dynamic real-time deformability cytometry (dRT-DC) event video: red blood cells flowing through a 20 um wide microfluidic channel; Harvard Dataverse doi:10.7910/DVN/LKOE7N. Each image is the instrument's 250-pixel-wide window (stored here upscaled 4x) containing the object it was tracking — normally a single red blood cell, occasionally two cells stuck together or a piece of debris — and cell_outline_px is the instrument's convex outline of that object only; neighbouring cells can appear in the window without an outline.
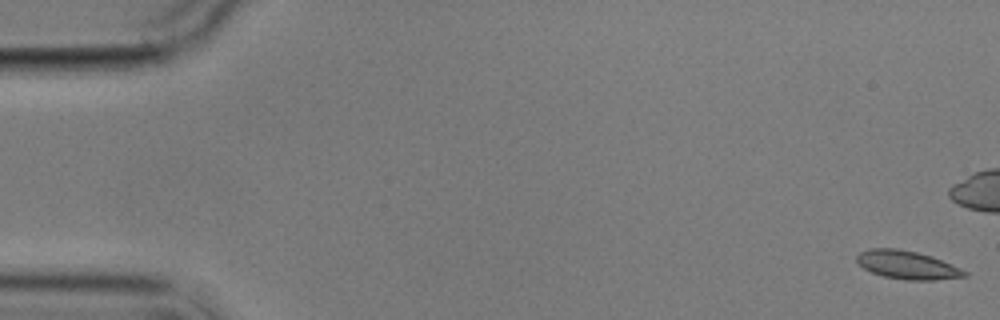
{"species": "common noctule bat (a hibernating species)", "species_latin": "Nyctalus noctula", "temperature_condition": "cold", "stored_images_in_passage": 7, "camera_frame_rate_fps": 3000, "um_per_image_px": 0.085, "animal": {"sex": "male", "body_mass_g": 17.9}, "frame": {"image": 1, "passage_image": 1, "time_ms": 0.0, "image_size_px": [1000, 320], "cell_outline_px": [[968, 276], [936, 280], [904, 280], [884, 276], [872, 272], [864, 268], [856, 260], [856, 256], [860, 252], [868, 248], [896, 248], [916, 252], [932, 256], [960, 268], [968, 272]], "centroid_in_image_um": [77.12, 22.52], "position_along_channel_um": 7.9, "area_um2": 17.74}}